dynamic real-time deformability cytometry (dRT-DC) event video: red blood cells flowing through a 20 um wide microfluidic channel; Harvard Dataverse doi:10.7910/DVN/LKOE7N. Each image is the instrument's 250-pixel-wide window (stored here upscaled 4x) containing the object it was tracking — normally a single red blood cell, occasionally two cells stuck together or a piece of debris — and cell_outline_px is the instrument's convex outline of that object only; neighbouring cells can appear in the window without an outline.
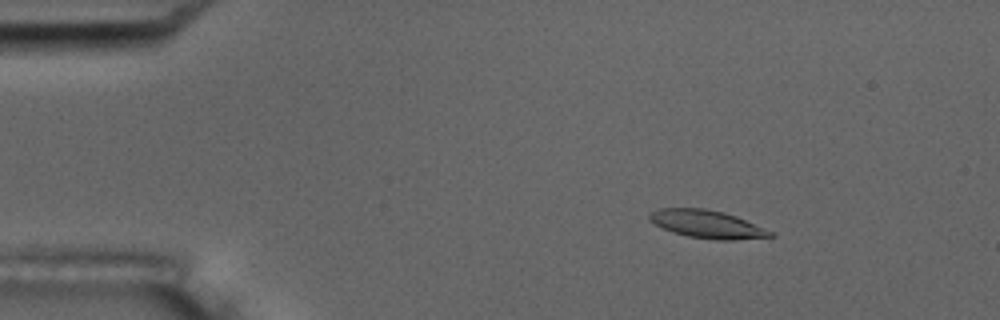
{"species": "common noctule bat (a hibernating species)", "species_latin": "Nyctalus noctula", "temperature_condition": "room temperature", "stored_images_in_passage": 9, "camera_frame_rate_fps": 3000, "um_per_image_px": 0.085, "animal": {"sex": "male", "body_mass_g": 17.5, "forearm_length_mm": 52.3}, "frame": {"image": 1, "passage_image": 3, "time_ms": 2.333, "image_size_px": [1000, 320], "cell_outline_px": [[776, 236], [736, 240], [716, 240], [688, 236], [672, 232], [648, 220], [648, 216], [652, 212], [660, 208], [704, 208], [724, 212], [736, 216], [772, 232]], "centroid_in_image_um": [60.09, 19.06], "position_along_channel_um": 24.9, "area_um2": 19.48}}
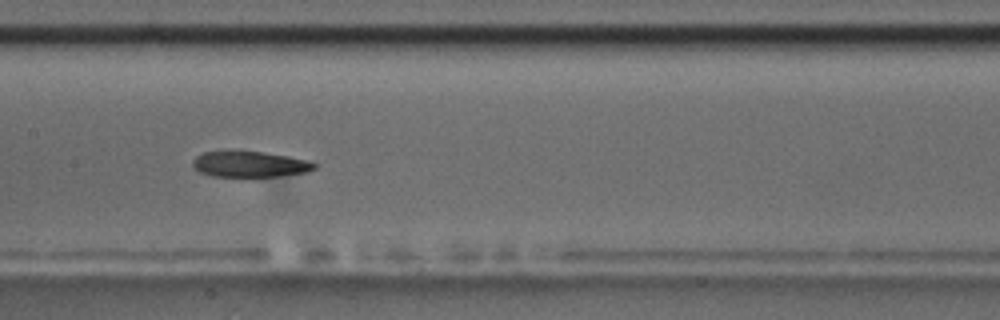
{"frame": {"image": 2, "passage_image": 8, "time_ms": 9.0, "image_size_px": [1000, 320], "cell_outline_px": [[316, 168], [308, 172], [244, 180], [212, 176], [200, 172], [192, 164], [192, 160], [196, 156], [204, 152], [264, 152], [312, 160], [316, 164]], "centroid_in_image_um": [21.27, 14.01], "position_along_channel_um": 186.1, "area_um2": 19.02}}